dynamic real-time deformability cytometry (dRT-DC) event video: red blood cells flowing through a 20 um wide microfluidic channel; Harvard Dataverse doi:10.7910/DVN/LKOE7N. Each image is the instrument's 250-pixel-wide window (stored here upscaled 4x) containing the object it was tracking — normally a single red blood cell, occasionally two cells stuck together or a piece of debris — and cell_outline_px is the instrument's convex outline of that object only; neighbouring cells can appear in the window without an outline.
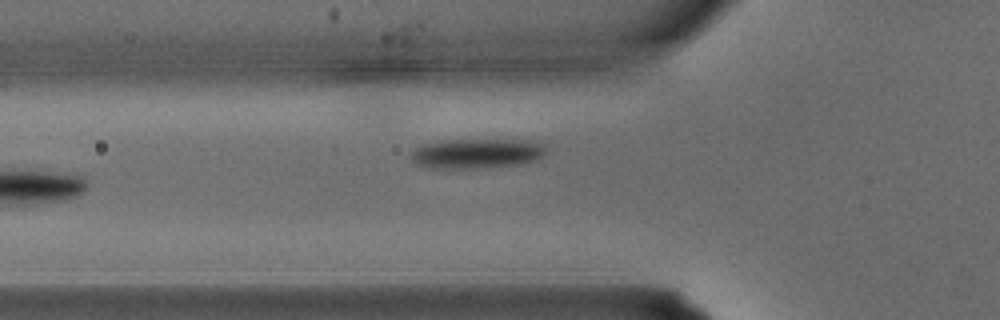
{"species": "common noctule bat (a hibernating species)", "species_latin": "Nyctalus noctula", "temperature_condition": "warm", "stored_images_in_passage": 3, "camera_frame_rate_fps": 3000, "um_per_image_px": 0.085, "animal": {"sex": "male", "body_mass_g": 15.6}, "frame": {"image": 1, "passage_image": 3, "time_ms": 0.667, "image_size_px": [1000, 320], "cell_outline_px": [[548, 152], [544, 156], [536, 160], [520, 164], [488, 168], [428, 168], [416, 164], [412, 160], [412, 152], [416, 148], [424, 144], [448, 140], [540, 140], [544, 144]], "centroid_in_image_um": [40.62, 13.05], "position_along_channel_um": 85.2, "area_um2": 23.76}}